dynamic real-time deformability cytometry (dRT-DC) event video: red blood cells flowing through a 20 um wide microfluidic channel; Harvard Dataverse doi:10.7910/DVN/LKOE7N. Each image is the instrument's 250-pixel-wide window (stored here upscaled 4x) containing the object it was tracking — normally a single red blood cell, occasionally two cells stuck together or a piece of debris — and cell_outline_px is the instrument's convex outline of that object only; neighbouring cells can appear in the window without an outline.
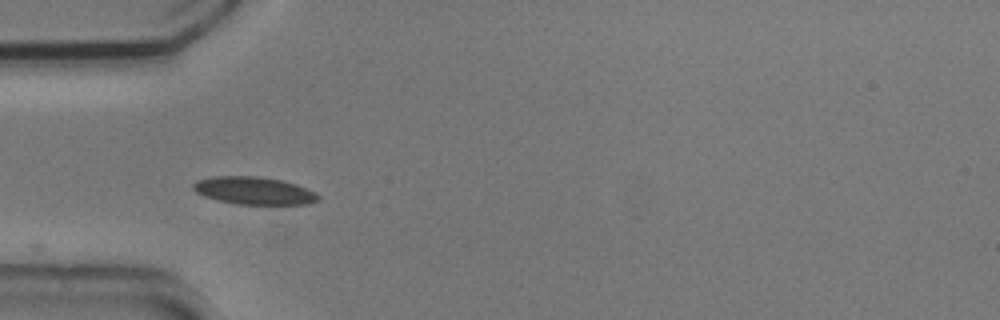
{"species": "common noctule bat (a hibernating species)", "species_latin": "Nyctalus noctula", "temperature_condition": "cold", "stored_images_in_passage": 38, "camera_frame_rate_fps": 3000, "um_per_image_px": 0.085, "animal": {"sex": "male", "body_mass_g": 20.5, "forearm_length_mm": 52.5}, "frame": {"image": 1, "passage_image": 1, "time_ms": 0.0, "image_size_px": [1000, 320], "cell_outline_px": [[320, 200], [308, 204], [236, 204], [204, 196], [196, 192], [192, 188], [192, 184], [196, 180], [212, 176], [256, 176], [280, 180], [296, 184], [316, 192], [320, 196]], "centroid_in_image_um": [21.59, 16.2], "position_along_channel_um": 63.4, "area_um2": 20.11}}
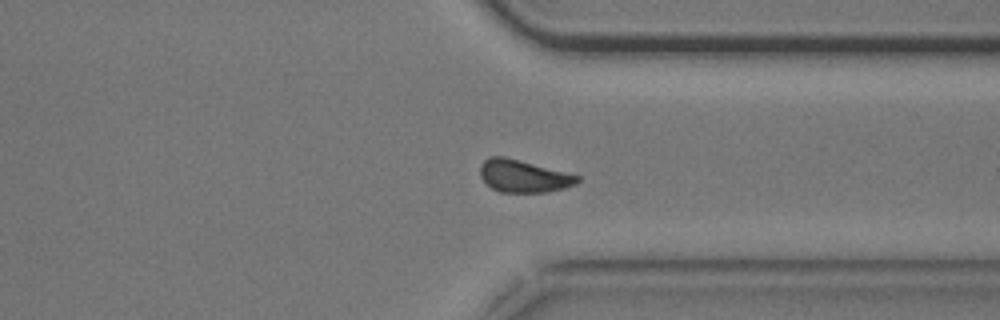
{"frame": {"image": 2, "passage_image": 26, "time_ms": 8.333, "image_size_px": [1000, 320], "cell_outline_px": [[580, 180], [576, 184], [564, 188], [548, 192], [500, 192], [492, 188], [480, 176], [480, 164], [488, 156], [504, 156], [580, 176]], "centroid_in_image_um": [44.48, 14.97], "position_along_channel_um": 366.9, "area_um2": 18.26}}
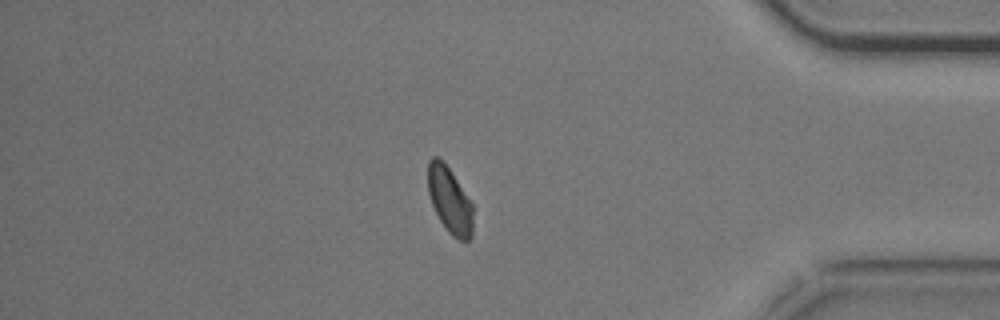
{"frame": {"image": 3, "passage_image": 31, "time_ms": 10.0, "image_size_px": [1000, 320], "cell_outline_px": [[472, 236], [468, 240], [460, 240], [452, 236], [448, 232], [440, 220], [432, 204], [428, 192], [428, 160], [432, 156], [436, 156], [448, 168], [472, 204]], "centroid_in_image_um": [38.21, 17.04], "position_along_channel_um": 397.0, "area_um2": 16.94}}